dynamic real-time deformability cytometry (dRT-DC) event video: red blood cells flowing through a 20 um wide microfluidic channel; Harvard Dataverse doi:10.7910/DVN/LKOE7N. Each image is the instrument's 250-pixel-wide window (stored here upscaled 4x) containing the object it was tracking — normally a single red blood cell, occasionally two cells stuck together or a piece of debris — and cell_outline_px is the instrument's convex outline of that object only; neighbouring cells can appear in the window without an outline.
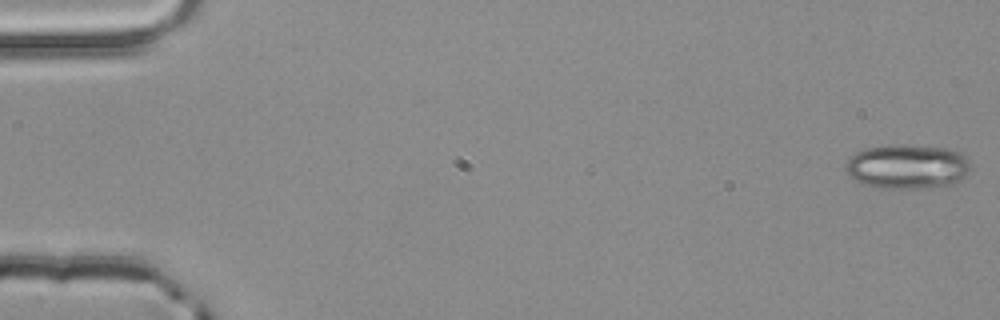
{"species": "common noctule bat (a hibernating species)", "species_latin": "Nyctalus noctula", "temperature_condition": "room temperature", "stored_images_in_passage": 53, "camera_frame_rate_fps": 3000, "um_per_image_px": 0.085, "animal": {"sex": "male", "body_mass_g": 20.4}, "frame": {"image": 1, "passage_image": 1, "time_ms": 0.0, "image_size_px": [1000, 320], "cell_outline_px": [[968, 172], [956, 184], [948, 188], [876, 188], [864, 184], [848, 176], [844, 168], [844, 164], [848, 156], [864, 148], [888, 144], [904, 144], [948, 148], [960, 152], [968, 160]], "centroid_in_image_um": [77.09, 14.16], "position_along_channel_um": 7.9, "area_um2": 33.29}}
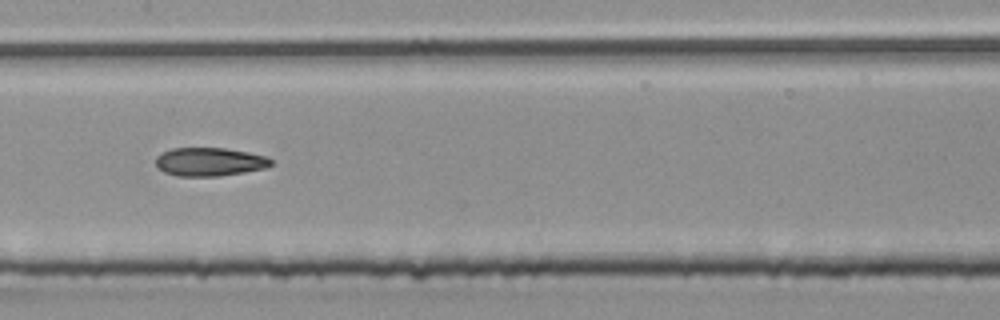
{"frame": {"image": 2, "passage_image": 27, "time_ms": 8.667, "image_size_px": [1000, 320], "cell_outline_px": [[272, 164], [268, 168], [220, 176], [176, 176], [164, 172], [156, 168], [156, 156], [160, 152], [172, 148], [224, 148], [248, 152], [268, 156], [272, 160]], "centroid_in_image_um": [17.8, 13.75], "position_along_channel_um": 189.6, "area_um2": 19.42}}
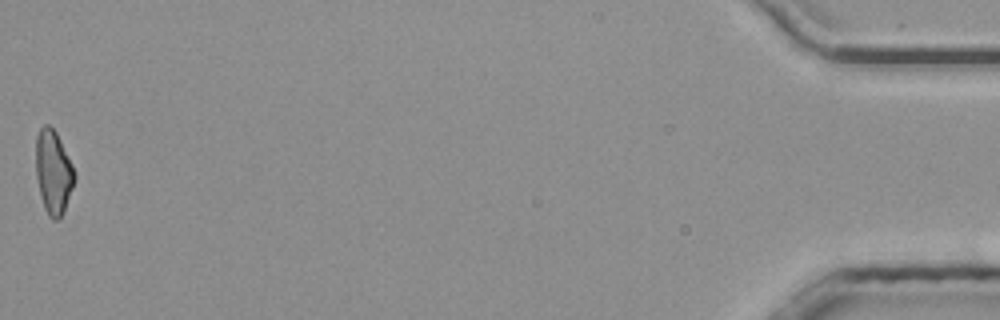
{"frame": {"image": 3, "passage_image": 53, "time_ms": 17.333, "image_size_px": [1000, 320], "cell_outline_px": [[76, 176], [64, 212], [56, 220], [52, 220], [48, 216], [44, 208], [40, 196], [36, 176], [36, 136], [40, 128], [44, 124], [48, 124], [56, 132], [76, 172]], "centroid_in_image_um": [4.53, 14.64], "position_along_channel_um": 430.7, "area_um2": 18.9}, "authors_computed_cell_mechanics": {"area_um2": 19.5364, "velocity_mm_per_s": 3.983, "shape_relaxation_time_tau1_ms": null, "shape_relaxation_time_tau2_ms": 5.9576, "deformation_change_tau1": null, "deformation_change_tau2": 0.1584}}